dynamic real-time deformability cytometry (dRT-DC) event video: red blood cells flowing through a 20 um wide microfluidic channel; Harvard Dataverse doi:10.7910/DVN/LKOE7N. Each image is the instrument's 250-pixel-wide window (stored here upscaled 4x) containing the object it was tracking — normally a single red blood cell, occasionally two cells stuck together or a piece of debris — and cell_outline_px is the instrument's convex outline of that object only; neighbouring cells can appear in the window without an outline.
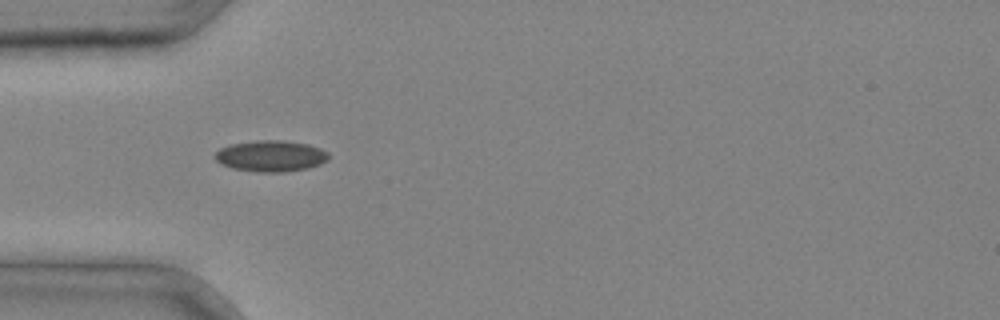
{"species": "common noctule bat (a hibernating species)", "species_latin": "Nyctalus noctula", "temperature_condition": "cold", "stored_images_in_passage": 3, "camera_frame_rate_fps": 3000, "um_per_image_px": 0.085, "animal": {"sex": "male", "body_mass_g": 20.4}, "frame": {"image": 1, "passage_image": 3, "time_ms": 0.667, "image_size_px": [1000, 320], "cell_outline_px": [[328, 160], [320, 164], [308, 168], [284, 172], [256, 172], [232, 168], [220, 164], [212, 156], [220, 148], [232, 144], [256, 140], [280, 140], [308, 144], [320, 148], [328, 152]], "centroid_in_image_um": [23.0, 13.26], "position_along_channel_um": 62.0, "area_um2": 20.75}}